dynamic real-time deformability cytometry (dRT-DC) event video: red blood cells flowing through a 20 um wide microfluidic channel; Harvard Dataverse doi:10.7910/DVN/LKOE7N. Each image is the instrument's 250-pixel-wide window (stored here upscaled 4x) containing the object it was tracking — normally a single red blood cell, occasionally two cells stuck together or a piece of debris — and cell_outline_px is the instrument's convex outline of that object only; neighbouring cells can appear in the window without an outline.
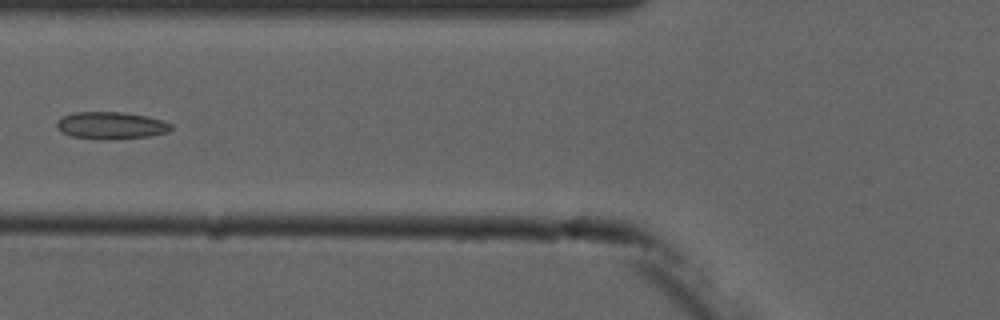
{"species": "common noctule bat (a hibernating species)", "species_latin": "Nyctalus noctula", "temperature_condition": "cold", "stored_images_in_passage": 7, "camera_frame_rate_fps": 3000, "um_per_image_px": 0.085, "animal": {"sex": "male", "forearm_length_mm": 52.5}, "frame": {"image": 1, "passage_image": 6, "time_ms": 6.0, "image_size_px": [1000, 320], "cell_outline_px": [[172, 128], [168, 132], [152, 136], [112, 140], [100, 140], [72, 136], [60, 132], [56, 128], [56, 124], [64, 116], [72, 112], [124, 112], [164, 120], [172, 124]], "centroid_in_image_um": [9.45, 10.68], "position_along_channel_um": 116.3, "area_um2": 18.38}}
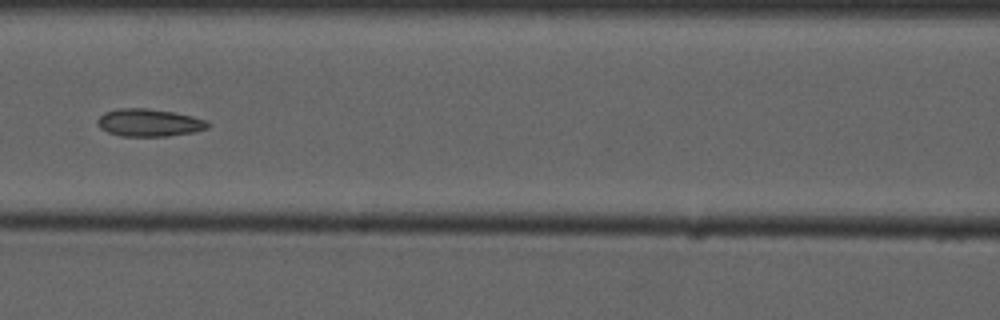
{"frame": {"image": 2, "passage_image": 7, "time_ms": 7.0, "image_size_px": [1000, 320], "cell_outline_px": [[212, 124], [208, 128], [192, 132], [168, 136], [120, 136], [108, 132], [100, 128], [96, 120], [104, 112], [116, 108], [148, 108], [172, 112], [192, 116], [208, 120]], "centroid_in_image_um": [12.68, 10.42], "position_along_channel_um": 153.9, "area_um2": 17.86}}